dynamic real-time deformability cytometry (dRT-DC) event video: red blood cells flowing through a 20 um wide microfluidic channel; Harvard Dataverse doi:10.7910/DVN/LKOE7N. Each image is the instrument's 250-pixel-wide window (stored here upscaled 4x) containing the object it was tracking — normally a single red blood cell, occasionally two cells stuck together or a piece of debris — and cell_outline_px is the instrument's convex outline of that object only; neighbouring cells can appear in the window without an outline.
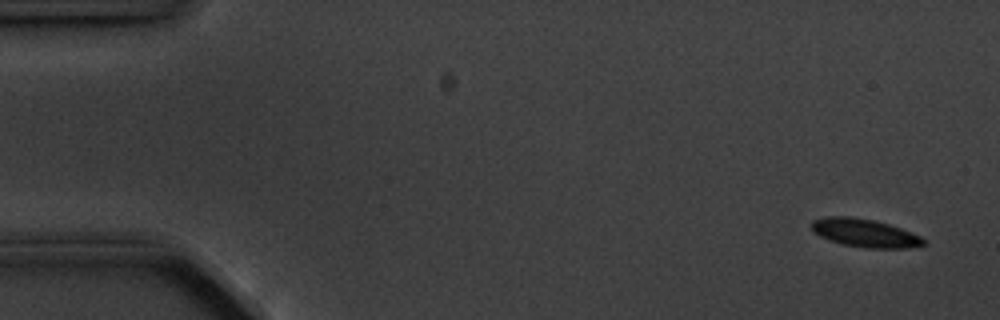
{"species": "common noctule bat (a hibernating species)", "species_latin": "Nyctalus noctula", "temperature_condition": "cold", "stored_images_in_passage": 6, "camera_frame_rate_fps": 3000, "um_per_image_px": 0.085, "animal": {"sex": "male", "body_mass_g": 20.1, "forearm_length_mm": 53.5}, "frame": {"image": 1, "passage_image": 1, "time_ms": 0.0, "image_size_px": [1000, 320], "cell_outline_px": [[924, 244], [908, 248], [868, 248], [844, 244], [820, 236], [812, 228], [812, 220], [828, 216], [852, 216], [872, 220], [888, 224], [900, 228], [920, 236], [924, 240]], "centroid_in_image_um": [73.51, 19.79], "position_along_channel_um": 11.5, "area_um2": 17.98}}
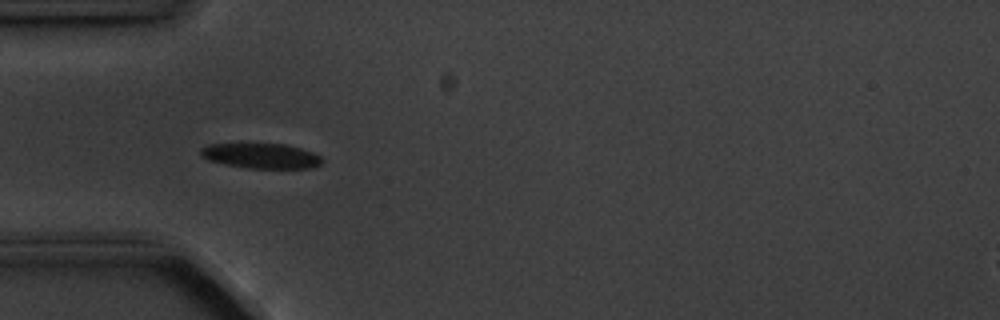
{"frame": {"image": 2, "passage_image": 5, "time_ms": 4.667, "image_size_px": [1000, 320], "cell_outline_px": [[324, 160], [320, 164], [308, 168], [248, 168], [224, 164], [208, 160], [200, 156], [200, 148], [208, 144], [284, 144], [300, 148], [312, 152], [320, 156]], "centroid_in_image_um": [22.16, 13.25], "position_along_channel_um": 62.8, "area_um2": 17.69}}